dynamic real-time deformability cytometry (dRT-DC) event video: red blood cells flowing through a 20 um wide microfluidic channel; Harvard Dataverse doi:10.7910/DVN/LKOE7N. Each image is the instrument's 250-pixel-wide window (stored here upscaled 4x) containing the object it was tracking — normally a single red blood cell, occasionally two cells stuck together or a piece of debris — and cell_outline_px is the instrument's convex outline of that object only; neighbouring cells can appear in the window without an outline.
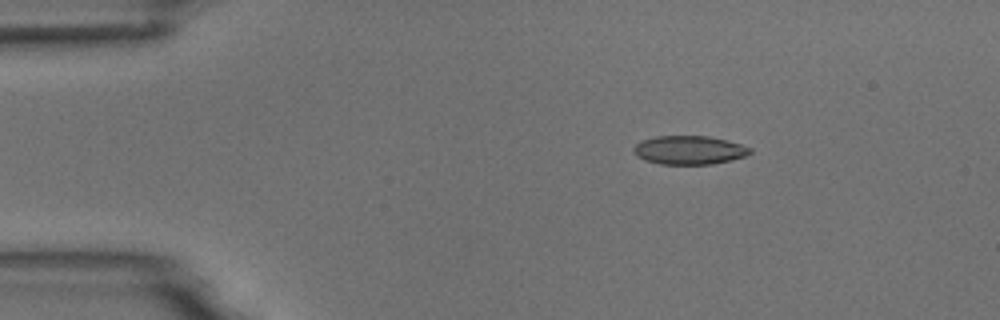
{"species": "common noctule bat (a hibernating species)", "species_latin": "Nyctalus noctula", "temperature_condition": "room temperature", "stored_images_in_passage": 3, "camera_frame_rate_fps": 3000, "um_per_image_px": 0.085, "animal": {"sex": "male", "body_mass_g": 18.8}, "frame": {"image": 1, "passage_image": 1, "time_ms": 0.0, "image_size_px": [1000, 320], "cell_outline_px": [[752, 152], [744, 156], [732, 160], [712, 164], [660, 164], [644, 160], [636, 156], [632, 152], [632, 148], [640, 140], [656, 136], [708, 136], [728, 140], [752, 148]], "centroid_in_image_um": [58.55, 12.75], "position_along_channel_um": 26.5, "area_um2": 19.65}}
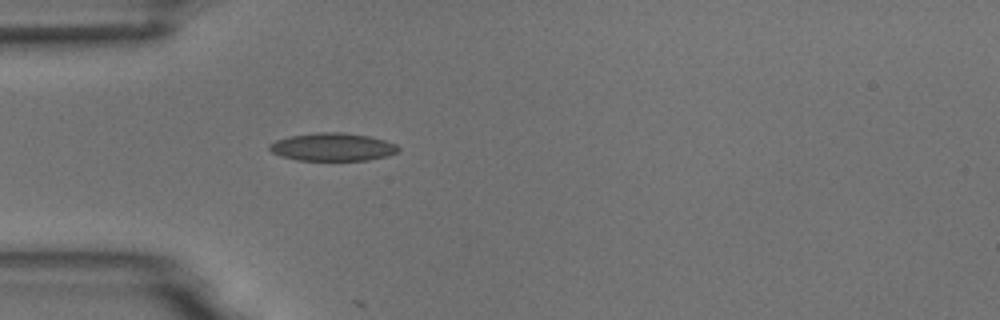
{"frame": {"image": 2, "passage_image": 3, "time_ms": 2.333, "image_size_px": [1000, 320], "cell_outline_px": [[400, 148], [396, 152], [388, 156], [368, 160], [296, 160], [280, 156], [272, 152], [268, 148], [268, 144], [276, 140], [292, 136], [320, 132], [344, 132], [368, 136], [384, 140], [396, 144]], "centroid_in_image_um": [28.26, 12.5], "position_along_channel_um": 56.7, "area_um2": 20.92}}